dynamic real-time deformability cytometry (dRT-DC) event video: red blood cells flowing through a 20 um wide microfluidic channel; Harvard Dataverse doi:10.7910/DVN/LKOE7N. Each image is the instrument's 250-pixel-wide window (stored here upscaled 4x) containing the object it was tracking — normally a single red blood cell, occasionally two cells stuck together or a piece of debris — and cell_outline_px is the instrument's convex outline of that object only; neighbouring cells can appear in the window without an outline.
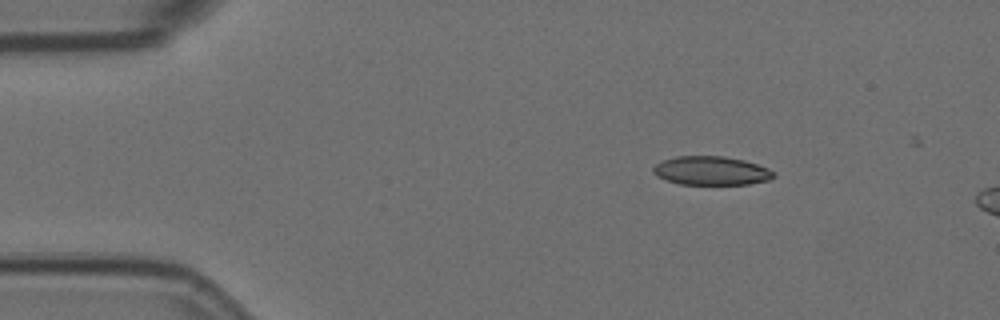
{"species": "Egyptian fruit bat (a non-hibernating species)", "species_latin": "Rousettus aegyptiacus", "temperature_condition": "room temperature", "stored_images_in_passage": 6, "camera_frame_rate_fps": 3000, "um_per_image_px": 0.085, "animal": {"sex": "female"}, "frame": {"image": 1, "passage_image": 1, "time_ms": 0.0, "image_size_px": [1000, 320], "cell_outline_px": [[776, 176], [768, 180], [748, 184], [680, 184], [656, 176], [652, 172], [652, 168], [656, 164], [664, 160], [676, 156], [724, 156], [744, 160], [768, 168]], "centroid_in_image_um": [60.44, 14.51], "position_along_channel_um": 24.6, "area_um2": 20.06}}